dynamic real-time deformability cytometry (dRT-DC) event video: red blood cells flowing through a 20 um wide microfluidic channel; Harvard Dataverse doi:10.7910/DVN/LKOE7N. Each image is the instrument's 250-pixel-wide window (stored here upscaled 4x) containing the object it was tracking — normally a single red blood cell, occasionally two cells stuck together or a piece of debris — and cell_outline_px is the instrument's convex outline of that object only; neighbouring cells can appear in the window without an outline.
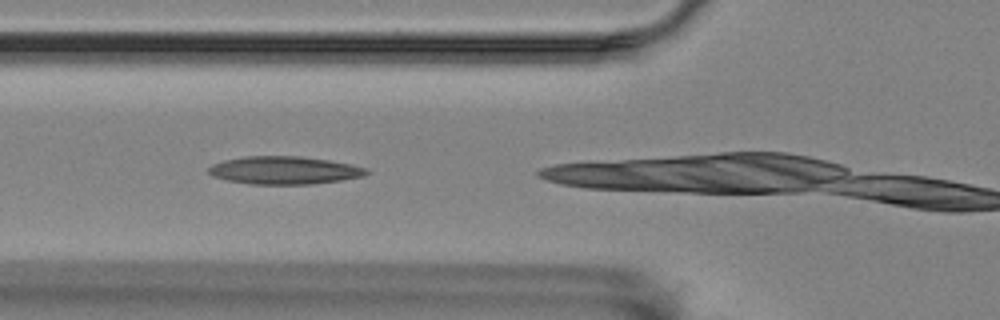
{"species": "Egyptian fruit bat (a non-hibernating species)", "species_latin": "Rousettus aegyptiacus", "temperature_condition": "room temperature", "stored_images_in_passage": 37, "camera_frame_rate_fps": 3000, "um_per_image_px": 0.085, "animal": {"sex": "female"}, "frame": {"image": 1, "passage_image": 13, "time_ms": 4.0, "image_size_px": [1000, 320], "cell_outline_px": [[368, 172], [364, 176], [340, 180], [312, 184], [248, 184], [228, 180], [212, 176], [208, 172], [208, 168], [212, 164], [224, 160], [244, 156], [300, 156], [328, 160], [348, 164], [364, 168]], "centroid_in_image_um": [24.1, 14.47], "position_along_channel_um": 101.7, "area_um2": 25.43}}
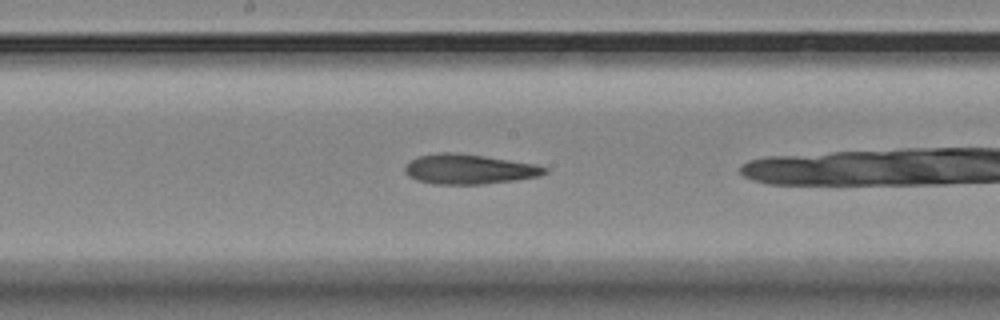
{"frame": {"image": 2, "passage_image": 22, "time_ms": 7.0, "image_size_px": [1000, 320], "cell_outline_px": [[548, 172], [540, 176], [516, 180], [484, 184], [432, 184], [416, 180], [408, 176], [404, 168], [412, 160], [420, 156], [440, 152], [448, 152], [484, 156], [536, 164], [548, 168]], "centroid_in_image_um": [39.9, 14.39], "position_along_channel_um": 208.3, "area_um2": 24.22}}
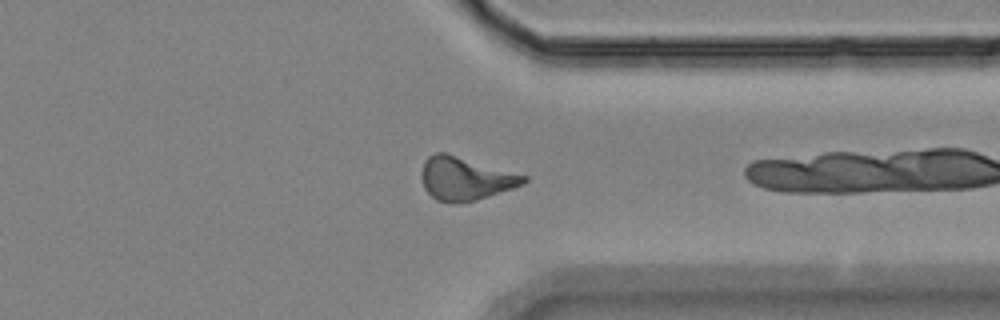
{"frame": {"image": 3, "passage_image": 36, "time_ms": 11.667, "image_size_px": [1000, 320], "cell_outline_px": [[528, 180], [524, 184], [476, 200], [448, 204], [436, 200], [424, 188], [424, 160], [428, 156], [436, 152], [448, 152], [528, 176]], "centroid_in_image_um": [39.58, 15.17], "position_along_channel_um": 371.8, "area_um2": 25.61}}